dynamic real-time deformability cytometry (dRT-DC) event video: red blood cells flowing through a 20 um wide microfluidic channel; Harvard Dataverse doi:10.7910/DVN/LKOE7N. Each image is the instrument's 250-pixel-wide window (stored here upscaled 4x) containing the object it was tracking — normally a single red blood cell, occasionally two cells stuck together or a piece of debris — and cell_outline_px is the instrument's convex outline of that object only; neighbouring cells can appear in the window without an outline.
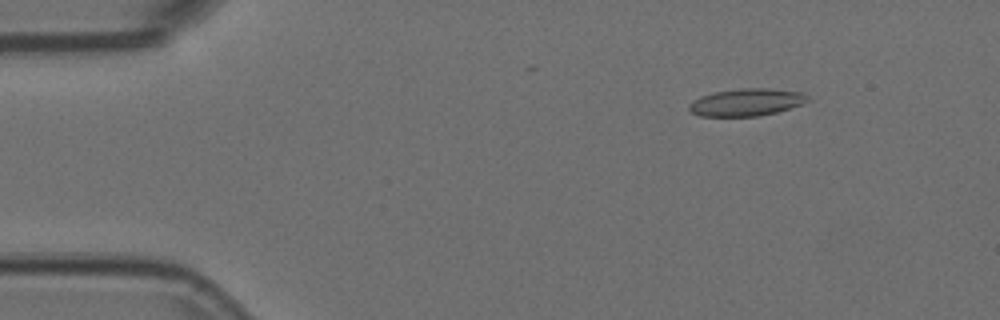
{"species": "Egyptian fruit bat (a non-hibernating species)", "species_latin": "Rousettus aegyptiacus", "temperature_condition": "room temperature", "stored_images_in_passage": 54, "camera_frame_rate_fps": 3000, "um_per_image_px": 0.085, "animal": {"sex": "female"}, "frame": {"image": 1, "passage_image": 7, "time_ms": 2.0, "image_size_px": [1000, 320], "cell_outline_px": [[808, 100], [804, 104], [776, 112], [760, 116], [700, 116], [692, 112], [688, 108], [688, 104], [692, 100], [700, 96], [716, 92], [740, 88], [768, 88], [804, 92], [808, 96]], "centroid_in_image_um": [63.46, 8.69], "position_along_channel_um": 21.5, "area_um2": 19.02}}
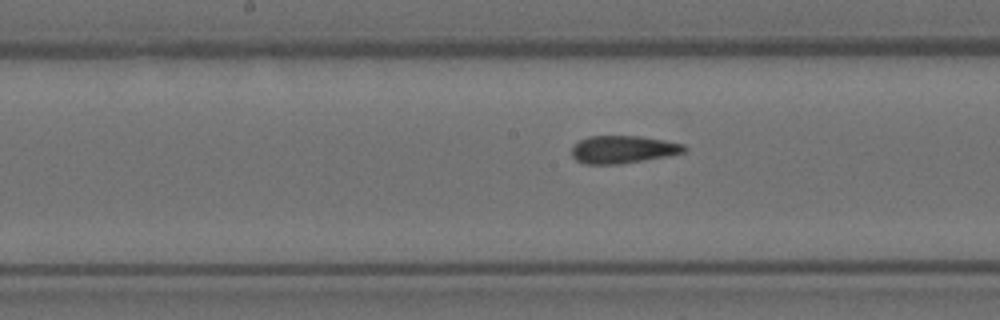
{"frame": {"image": 2, "passage_image": 27, "time_ms": 8.667, "image_size_px": [1000, 320], "cell_outline_px": [[688, 148], [684, 152], [668, 156], [620, 164], [584, 164], [576, 160], [572, 156], [572, 148], [580, 140], [588, 136], [640, 136], [664, 140], [684, 144]], "centroid_in_image_um": [52.96, 12.7], "position_along_channel_um": 195.2, "area_um2": 18.15}}
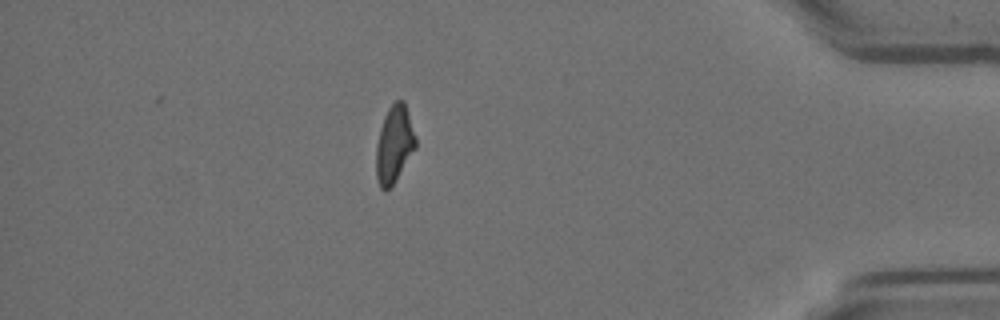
{"frame": {"image": 3, "passage_image": 47, "time_ms": 15.333, "image_size_px": [1000, 320], "cell_outline_px": [[416, 148], [392, 184], [384, 192], [380, 188], [376, 176], [376, 144], [380, 128], [384, 116], [388, 108], [396, 100], [404, 100], [416, 136]], "centroid_in_image_um": [33.5, 12.24], "position_along_channel_um": 401.7, "area_um2": 17.69}, "authors_computed_cell_mechanics": {"area_um2": 18.4382, "velocity_mm_per_s": 3.7568, "shape_relaxation_time_tau1_ms": null, "shape_relaxation_time_tau2_ms": 3.168, "deformation_change_tau1": null, "deformation_change_tau2": 0.0966}}